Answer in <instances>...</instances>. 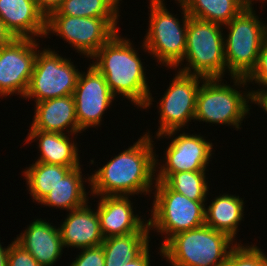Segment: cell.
Returning a JSON list of instances; mask_svg holds the SVG:
<instances>
[{"mask_svg":"<svg viewBox=\"0 0 267 266\" xmlns=\"http://www.w3.org/2000/svg\"><path fill=\"white\" fill-rule=\"evenodd\" d=\"M90 175V196L151 195L156 183V149L150 130ZM155 150V151H154Z\"/></svg>","mask_w":267,"mask_h":266,"instance_id":"6da1fadb","label":"cell"},{"mask_svg":"<svg viewBox=\"0 0 267 266\" xmlns=\"http://www.w3.org/2000/svg\"><path fill=\"white\" fill-rule=\"evenodd\" d=\"M119 33L117 31L96 52L91 64L105 77L115 97L123 96L138 109H150L154 98L147 82V66L144 67V62L139 58V49Z\"/></svg>","mask_w":267,"mask_h":266,"instance_id":"7a4b0ae2","label":"cell"},{"mask_svg":"<svg viewBox=\"0 0 267 266\" xmlns=\"http://www.w3.org/2000/svg\"><path fill=\"white\" fill-rule=\"evenodd\" d=\"M223 80L211 78L202 81L197 93L194 121L233 126L238 131L252 109L249 102L251 91L246 89L248 83L243 77H231L232 86Z\"/></svg>","mask_w":267,"mask_h":266,"instance_id":"3957f363","label":"cell"},{"mask_svg":"<svg viewBox=\"0 0 267 266\" xmlns=\"http://www.w3.org/2000/svg\"><path fill=\"white\" fill-rule=\"evenodd\" d=\"M163 1L165 0H149V26L140 47L161 66L175 70L182 65L190 16L183 3L174 0L182 9L181 22L176 15L168 11Z\"/></svg>","mask_w":267,"mask_h":266,"instance_id":"277c9868","label":"cell"},{"mask_svg":"<svg viewBox=\"0 0 267 266\" xmlns=\"http://www.w3.org/2000/svg\"><path fill=\"white\" fill-rule=\"evenodd\" d=\"M236 242L206 224L172 236L159 250L171 266H220Z\"/></svg>","mask_w":267,"mask_h":266,"instance_id":"5b68a950","label":"cell"},{"mask_svg":"<svg viewBox=\"0 0 267 266\" xmlns=\"http://www.w3.org/2000/svg\"><path fill=\"white\" fill-rule=\"evenodd\" d=\"M252 2L224 27V55L226 72L231 77L246 78L254 69L264 38L266 21L256 15Z\"/></svg>","mask_w":267,"mask_h":266,"instance_id":"8992f818","label":"cell"},{"mask_svg":"<svg viewBox=\"0 0 267 266\" xmlns=\"http://www.w3.org/2000/svg\"><path fill=\"white\" fill-rule=\"evenodd\" d=\"M222 27L221 24L189 17L182 65L183 62L187 63L179 66L178 70L205 79L224 78L227 73L224 55L225 28Z\"/></svg>","mask_w":267,"mask_h":266,"instance_id":"52a82bcc","label":"cell"},{"mask_svg":"<svg viewBox=\"0 0 267 266\" xmlns=\"http://www.w3.org/2000/svg\"><path fill=\"white\" fill-rule=\"evenodd\" d=\"M156 189V190H155ZM149 230L165 236L159 249L174 235L205 224L206 201H193L156 181ZM206 205V206H205Z\"/></svg>","mask_w":267,"mask_h":266,"instance_id":"ba28073f","label":"cell"},{"mask_svg":"<svg viewBox=\"0 0 267 266\" xmlns=\"http://www.w3.org/2000/svg\"><path fill=\"white\" fill-rule=\"evenodd\" d=\"M76 68L71 58L69 60L47 46L41 47L23 99H33L37 103L73 95L80 75V70Z\"/></svg>","mask_w":267,"mask_h":266,"instance_id":"9c48e42d","label":"cell"},{"mask_svg":"<svg viewBox=\"0 0 267 266\" xmlns=\"http://www.w3.org/2000/svg\"><path fill=\"white\" fill-rule=\"evenodd\" d=\"M116 32L105 18L50 15L46 19L44 38H50L51 33L56 34L76 53L91 59Z\"/></svg>","mask_w":267,"mask_h":266,"instance_id":"30bf717a","label":"cell"},{"mask_svg":"<svg viewBox=\"0 0 267 266\" xmlns=\"http://www.w3.org/2000/svg\"><path fill=\"white\" fill-rule=\"evenodd\" d=\"M174 75L164 95L157 102L159 126L156 136L173 130L182 131L185 126L188 129V124L195 118L197 93L205 78L179 70Z\"/></svg>","mask_w":267,"mask_h":266,"instance_id":"8fae6325","label":"cell"},{"mask_svg":"<svg viewBox=\"0 0 267 266\" xmlns=\"http://www.w3.org/2000/svg\"><path fill=\"white\" fill-rule=\"evenodd\" d=\"M181 130H173L162 135L160 138H171L166 148L163 162L156 156V174H173L184 171H208L207 167L213 157V144L201 134H190ZM177 134V136H176ZM167 136V137H166ZM165 160V161H164ZM162 163V164H160Z\"/></svg>","mask_w":267,"mask_h":266,"instance_id":"7c38bea8","label":"cell"},{"mask_svg":"<svg viewBox=\"0 0 267 266\" xmlns=\"http://www.w3.org/2000/svg\"><path fill=\"white\" fill-rule=\"evenodd\" d=\"M37 40L14 38L0 47V97H24L40 49Z\"/></svg>","mask_w":267,"mask_h":266,"instance_id":"4fadbf2b","label":"cell"},{"mask_svg":"<svg viewBox=\"0 0 267 266\" xmlns=\"http://www.w3.org/2000/svg\"><path fill=\"white\" fill-rule=\"evenodd\" d=\"M73 97L77 123L82 133L90 127L100 126L103 121L102 116L108 107L111 108L112 102L116 99L105 77L91 63L86 72H80Z\"/></svg>","mask_w":267,"mask_h":266,"instance_id":"5bb4252c","label":"cell"},{"mask_svg":"<svg viewBox=\"0 0 267 266\" xmlns=\"http://www.w3.org/2000/svg\"><path fill=\"white\" fill-rule=\"evenodd\" d=\"M97 198L96 210L104 238L133 232H151L146 217L143 219L142 216L134 214V203L129 196H97Z\"/></svg>","mask_w":267,"mask_h":266,"instance_id":"9a60e30c","label":"cell"},{"mask_svg":"<svg viewBox=\"0 0 267 266\" xmlns=\"http://www.w3.org/2000/svg\"><path fill=\"white\" fill-rule=\"evenodd\" d=\"M15 238L14 240L28 251L40 266L56 265L63 254L59 227L54 226L49 220L47 222L42 218L34 219Z\"/></svg>","mask_w":267,"mask_h":266,"instance_id":"2e32d148","label":"cell"},{"mask_svg":"<svg viewBox=\"0 0 267 266\" xmlns=\"http://www.w3.org/2000/svg\"><path fill=\"white\" fill-rule=\"evenodd\" d=\"M34 116L29 130L62 134H81L77 123L73 95L47 99L34 104Z\"/></svg>","mask_w":267,"mask_h":266,"instance_id":"e0dca14e","label":"cell"},{"mask_svg":"<svg viewBox=\"0 0 267 266\" xmlns=\"http://www.w3.org/2000/svg\"><path fill=\"white\" fill-rule=\"evenodd\" d=\"M68 213L59 226L64 248L70 247L80 250L102 244L105 238L101 232L96 208L93 210L86 203L84 206Z\"/></svg>","mask_w":267,"mask_h":266,"instance_id":"ac0fdd59","label":"cell"},{"mask_svg":"<svg viewBox=\"0 0 267 266\" xmlns=\"http://www.w3.org/2000/svg\"><path fill=\"white\" fill-rule=\"evenodd\" d=\"M0 19L15 38H43L46 18L34 0H0Z\"/></svg>","mask_w":267,"mask_h":266,"instance_id":"d6986e66","label":"cell"},{"mask_svg":"<svg viewBox=\"0 0 267 266\" xmlns=\"http://www.w3.org/2000/svg\"><path fill=\"white\" fill-rule=\"evenodd\" d=\"M27 135L26 139H24L26 144L33 142L38 144L37 148L40 156L38 155V159L35 162L64 167L81 166L78 143L73 140L78 134H71L70 136L69 134L29 130Z\"/></svg>","mask_w":267,"mask_h":266,"instance_id":"ffe728a7","label":"cell"},{"mask_svg":"<svg viewBox=\"0 0 267 266\" xmlns=\"http://www.w3.org/2000/svg\"><path fill=\"white\" fill-rule=\"evenodd\" d=\"M82 166L73 168L38 204L68 212L89 203L88 195H91V192L86 191L84 184L90 186V176H83Z\"/></svg>","mask_w":267,"mask_h":266,"instance_id":"44dd1931","label":"cell"},{"mask_svg":"<svg viewBox=\"0 0 267 266\" xmlns=\"http://www.w3.org/2000/svg\"><path fill=\"white\" fill-rule=\"evenodd\" d=\"M245 201L240 196L221 193L205 207V224L216 231L223 232L234 241L244 218ZM236 238V239H235Z\"/></svg>","mask_w":267,"mask_h":266,"instance_id":"7402d4cb","label":"cell"},{"mask_svg":"<svg viewBox=\"0 0 267 266\" xmlns=\"http://www.w3.org/2000/svg\"><path fill=\"white\" fill-rule=\"evenodd\" d=\"M149 232L107 237L102 242L105 266H122L138 258L150 245Z\"/></svg>","mask_w":267,"mask_h":266,"instance_id":"603a6c76","label":"cell"},{"mask_svg":"<svg viewBox=\"0 0 267 266\" xmlns=\"http://www.w3.org/2000/svg\"><path fill=\"white\" fill-rule=\"evenodd\" d=\"M190 17L212 23L228 24L251 0H180Z\"/></svg>","mask_w":267,"mask_h":266,"instance_id":"cb8c5ba5","label":"cell"},{"mask_svg":"<svg viewBox=\"0 0 267 266\" xmlns=\"http://www.w3.org/2000/svg\"><path fill=\"white\" fill-rule=\"evenodd\" d=\"M73 168L76 167L33 162L23 169L22 175L33 202L38 204Z\"/></svg>","mask_w":267,"mask_h":266,"instance_id":"d4e9b609","label":"cell"},{"mask_svg":"<svg viewBox=\"0 0 267 266\" xmlns=\"http://www.w3.org/2000/svg\"><path fill=\"white\" fill-rule=\"evenodd\" d=\"M122 0H63L60 8L51 15L105 18L117 31ZM119 20V21H118Z\"/></svg>","mask_w":267,"mask_h":266,"instance_id":"484cf974","label":"cell"},{"mask_svg":"<svg viewBox=\"0 0 267 266\" xmlns=\"http://www.w3.org/2000/svg\"><path fill=\"white\" fill-rule=\"evenodd\" d=\"M206 171H184L173 174H156V181L164 182L176 191L193 201H207L209 186Z\"/></svg>","mask_w":267,"mask_h":266,"instance_id":"4316f807","label":"cell"},{"mask_svg":"<svg viewBox=\"0 0 267 266\" xmlns=\"http://www.w3.org/2000/svg\"><path fill=\"white\" fill-rule=\"evenodd\" d=\"M254 244L237 243L230 251L226 264L228 266H267V255Z\"/></svg>","mask_w":267,"mask_h":266,"instance_id":"83f0119b","label":"cell"},{"mask_svg":"<svg viewBox=\"0 0 267 266\" xmlns=\"http://www.w3.org/2000/svg\"><path fill=\"white\" fill-rule=\"evenodd\" d=\"M248 84L254 83L259 85V88H267V36L264 38L257 63L253 71L245 78Z\"/></svg>","mask_w":267,"mask_h":266,"instance_id":"f1b7e54d","label":"cell"},{"mask_svg":"<svg viewBox=\"0 0 267 266\" xmlns=\"http://www.w3.org/2000/svg\"><path fill=\"white\" fill-rule=\"evenodd\" d=\"M70 266H105L102 245L82 248Z\"/></svg>","mask_w":267,"mask_h":266,"instance_id":"f546056e","label":"cell"},{"mask_svg":"<svg viewBox=\"0 0 267 266\" xmlns=\"http://www.w3.org/2000/svg\"><path fill=\"white\" fill-rule=\"evenodd\" d=\"M8 266H40L35 258L15 240L9 244Z\"/></svg>","mask_w":267,"mask_h":266,"instance_id":"4dcf8cb0","label":"cell"},{"mask_svg":"<svg viewBox=\"0 0 267 266\" xmlns=\"http://www.w3.org/2000/svg\"><path fill=\"white\" fill-rule=\"evenodd\" d=\"M38 10L47 19L52 13L56 12L63 0H34Z\"/></svg>","mask_w":267,"mask_h":266,"instance_id":"1f68e13d","label":"cell"},{"mask_svg":"<svg viewBox=\"0 0 267 266\" xmlns=\"http://www.w3.org/2000/svg\"><path fill=\"white\" fill-rule=\"evenodd\" d=\"M251 103L256 104L258 107L267 114V88H257V90L251 89Z\"/></svg>","mask_w":267,"mask_h":266,"instance_id":"d6a6232c","label":"cell"},{"mask_svg":"<svg viewBox=\"0 0 267 266\" xmlns=\"http://www.w3.org/2000/svg\"><path fill=\"white\" fill-rule=\"evenodd\" d=\"M150 246L135 260L127 261L122 266H152L151 263Z\"/></svg>","mask_w":267,"mask_h":266,"instance_id":"836d02e7","label":"cell"},{"mask_svg":"<svg viewBox=\"0 0 267 266\" xmlns=\"http://www.w3.org/2000/svg\"><path fill=\"white\" fill-rule=\"evenodd\" d=\"M15 37L6 28L3 21L0 19V47L11 42Z\"/></svg>","mask_w":267,"mask_h":266,"instance_id":"e575fe53","label":"cell"},{"mask_svg":"<svg viewBox=\"0 0 267 266\" xmlns=\"http://www.w3.org/2000/svg\"><path fill=\"white\" fill-rule=\"evenodd\" d=\"M8 251L9 245L4 248L0 241V266H8Z\"/></svg>","mask_w":267,"mask_h":266,"instance_id":"d590c367","label":"cell"},{"mask_svg":"<svg viewBox=\"0 0 267 266\" xmlns=\"http://www.w3.org/2000/svg\"><path fill=\"white\" fill-rule=\"evenodd\" d=\"M251 1H252L253 3H256L258 0H251ZM254 1H256V2H254ZM259 1H261L260 3H262V4H263V3H267V2H266L267 0H259Z\"/></svg>","mask_w":267,"mask_h":266,"instance_id":"8d00e7d4","label":"cell"}]
</instances>
